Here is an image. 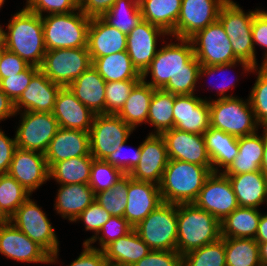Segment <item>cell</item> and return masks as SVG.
Segmentation results:
<instances>
[{
    "mask_svg": "<svg viewBox=\"0 0 267 266\" xmlns=\"http://www.w3.org/2000/svg\"><path fill=\"white\" fill-rule=\"evenodd\" d=\"M107 24L128 35L142 20L138 0H117L101 17Z\"/></svg>",
    "mask_w": 267,
    "mask_h": 266,
    "instance_id": "obj_40",
    "label": "cell"
},
{
    "mask_svg": "<svg viewBox=\"0 0 267 266\" xmlns=\"http://www.w3.org/2000/svg\"><path fill=\"white\" fill-rule=\"evenodd\" d=\"M4 133L0 129V174H7L14 152L17 149L16 137L12 139Z\"/></svg>",
    "mask_w": 267,
    "mask_h": 266,
    "instance_id": "obj_57",
    "label": "cell"
},
{
    "mask_svg": "<svg viewBox=\"0 0 267 266\" xmlns=\"http://www.w3.org/2000/svg\"><path fill=\"white\" fill-rule=\"evenodd\" d=\"M44 156L49 168L61 160L91 156L89 132L59 128Z\"/></svg>",
    "mask_w": 267,
    "mask_h": 266,
    "instance_id": "obj_25",
    "label": "cell"
},
{
    "mask_svg": "<svg viewBox=\"0 0 267 266\" xmlns=\"http://www.w3.org/2000/svg\"><path fill=\"white\" fill-rule=\"evenodd\" d=\"M161 136L164 138L169 159L212 167L203 135L172 128Z\"/></svg>",
    "mask_w": 267,
    "mask_h": 266,
    "instance_id": "obj_20",
    "label": "cell"
},
{
    "mask_svg": "<svg viewBox=\"0 0 267 266\" xmlns=\"http://www.w3.org/2000/svg\"><path fill=\"white\" fill-rule=\"evenodd\" d=\"M265 129L263 135L256 133L238 138L239 153L230 166L223 171L224 175H238L242 173L261 171L264 154Z\"/></svg>",
    "mask_w": 267,
    "mask_h": 266,
    "instance_id": "obj_30",
    "label": "cell"
},
{
    "mask_svg": "<svg viewBox=\"0 0 267 266\" xmlns=\"http://www.w3.org/2000/svg\"><path fill=\"white\" fill-rule=\"evenodd\" d=\"M31 196L25 188L8 174H0V209L10 218Z\"/></svg>",
    "mask_w": 267,
    "mask_h": 266,
    "instance_id": "obj_43",
    "label": "cell"
},
{
    "mask_svg": "<svg viewBox=\"0 0 267 266\" xmlns=\"http://www.w3.org/2000/svg\"><path fill=\"white\" fill-rule=\"evenodd\" d=\"M221 238L220 221L194 203L177 205V245L181 255Z\"/></svg>",
    "mask_w": 267,
    "mask_h": 266,
    "instance_id": "obj_4",
    "label": "cell"
},
{
    "mask_svg": "<svg viewBox=\"0 0 267 266\" xmlns=\"http://www.w3.org/2000/svg\"><path fill=\"white\" fill-rule=\"evenodd\" d=\"M94 201L95 193L89 184L61 185L54 206L61 217L73 222Z\"/></svg>",
    "mask_w": 267,
    "mask_h": 266,
    "instance_id": "obj_31",
    "label": "cell"
},
{
    "mask_svg": "<svg viewBox=\"0 0 267 266\" xmlns=\"http://www.w3.org/2000/svg\"><path fill=\"white\" fill-rule=\"evenodd\" d=\"M132 266H183V256L177 251L151 250Z\"/></svg>",
    "mask_w": 267,
    "mask_h": 266,
    "instance_id": "obj_52",
    "label": "cell"
},
{
    "mask_svg": "<svg viewBox=\"0 0 267 266\" xmlns=\"http://www.w3.org/2000/svg\"><path fill=\"white\" fill-rule=\"evenodd\" d=\"M203 137L213 172L220 173L219 167H223L225 171L239 153L238 138L213 127Z\"/></svg>",
    "mask_w": 267,
    "mask_h": 266,
    "instance_id": "obj_32",
    "label": "cell"
},
{
    "mask_svg": "<svg viewBox=\"0 0 267 266\" xmlns=\"http://www.w3.org/2000/svg\"><path fill=\"white\" fill-rule=\"evenodd\" d=\"M183 266H226L224 237L183 255Z\"/></svg>",
    "mask_w": 267,
    "mask_h": 266,
    "instance_id": "obj_42",
    "label": "cell"
},
{
    "mask_svg": "<svg viewBox=\"0 0 267 266\" xmlns=\"http://www.w3.org/2000/svg\"><path fill=\"white\" fill-rule=\"evenodd\" d=\"M83 252L69 266H108L104 251L83 244Z\"/></svg>",
    "mask_w": 267,
    "mask_h": 266,
    "instance_id": "obj_56",
    "label": "cell"
},
{
    "mask_svg": "<svg viewBox=\"0 0 267 266\" xmlns=\"http://www.w3.org/2000/svg\"><path fill=\"white\" fill-rule=\"evenodd\" d=\"M189 40L192 43L194 55L201 65H219L238 61L231 41L218 19L205 29L196 32Z\"/></svg>",
    "mask_w": 267,
    "mask_h": 266,
    "instance_id": "obj_12",
    "label": "cell"
},
{
    "mask_svg": "<svg viewBox=\"0 0 267 266\" xmlns=\"http://www.w3.org/2000/svg\"><path fill=\"white\" fill-rule=\"evenodd\" d=\"M133 227L124 217L111 216L109 220L102 226L101 230L87 244L95 249L104 250L109 244L118 238L125 236ZM99 234H102L101 236ZM99 241L100 248H96L91 244Z\"/></svg>",
    "mask_w": 267,
    "mask_h": 266,
    "instance_id": "obj_47",
    "label": "cell"
},
{
    "mask_svg": "<svg viewBox=\"0 0 267 266\" xmlns=\"http://www.w3.org/2000/svg\"><path fill=\"white\" fill-rule=\"evenodd\" d=\"M16 115L13 101L0 88V122Z\"/></svg>",
    "mask_w": 267,
    "mask_h": 266,
    "instance_id": "obj_59",
    "label": "cell"
},
{
    "mask_svg": "<svg viewBox=\"0 0 267 266\" xmlns=\"http://www.w3.org/2000/svg\"><path fill=\"white\" fill-rule=\"evenodd\" d=\"M12 17L5 31V48L29 65L40 67L47 51L42 16L24 7Z\"/></svg>",
    "mask_w": 267,
    "mask_h": 266,
    "instance_id": "obj_2",
    "label": "cell"
},
{
    "mask_svg": "<svg viewBox=\"0 0 267 266\" xmlns=\"http://www.w3.org/2000/svg\"><path fill=\"white\" fill-rule=\"evenodd\" d=\"M142 19L170 34L176 26L182 0H138Z\"/></svg>",
    "mask_w": 267,
    "mask_h": 266,
    "instance_id": "obj_35",
    "label": "cell"
},
{
    "mask_svg": "<svg viewBox=\"0 0 267 266\" xmlns=\"http://www.w3.org/2000/svg\"><path fill=\"white\" fill-rule=\"evenodd\" d=\"M211 127L237 138L258 130V122L249 99L232 97L209 101Z\"/></svg>",
    "mask_w": 267,
    "mask_h": 266,
    "instance_id": "obj_7",
    "label": "cell"
},
{
    "mask_svg": "<svg viewBox=\"0 0 267 266\" xmlns=\"http://www.w3.org/2000/svg\"><path fill=\"white\" fill-rule=\"evenodd\" d=\"M117 0H79V9L89 18L102 17Z\"/></svg>",
    "mask_w": 267,
    "mask_h": 266,
    "instance_id": "obj_58",
    "label": "cell"
},
{
    "mask_svg": "<svg viewBox=\"0 0 267 266\" xmlns=\"http://www.w3.org/2000/svg\"><path fill=\"white\" fill-rule=\"evenodd\" d=\"M259 10L257 8L254 11L245 13L237 3L227 0L221 7L218 17L226 35L231 41L235 57L238 60L250 63L254 67L258 66L252 38V21L254 15Z\"/></svg>",
    "mask_w": 267,
    "mask_h": 266,
    "instance_id": "obj_6",
    "label": "cell"
},
{
    "mask_svg": "<svg viewBox=\"0 0 267 266\" xmlns=\"http://www.w3.org/2000/svg\"><path fill=\"white\" fill-rule=\"evenodd\" d=\"M129 190V174H124L109 190L95 194V201L112 216L124 217Z\"/></svg>",
    "mask_w": 267,
    "mask_h": 266,
    "instance_id": "obj_41",
    "label": "cell"
},
{
    "mask_svg": "<svg viewBox=\"0 0 267 266\" xmlns=\"http://www.w3.org/2000/svg\"><path fill=\"white\" fill-rule=\"evenodd\" d=\"M127 35L107 24L101 17L91 18L87 33V49L91 58L126 51Z\"/></svg>",
    "mask_w": 267,
    "mask_h": 266,
    "instance_id": "obj_26",
    "label": "cell"
},
{
    "mask_svg": "<svg viewBox=\"0 0 267 266\" xmlns=\"http://www.w3.org/2000/svg\"><path fill=\"white\" fill-rule=\"evenodd\" d=\"M225 176L230 180L240 207L258 208L267 202V177L261 171Z\"/></svg>",
    "mask_w": 267,
    "mask_h": 266,
    "instance_id": "obj_29",
    "label": "cell"
},
{
    "mask_svg": "<svg viewBox=\"0 0 267 266\" xmlns=\"http://www.w3.org/2000/svg\"><path fill=\"white\" fill-rule=\"evenodd\" d=\"M5 0H0V8H2V5L4 4Z\"/></svg>",
    "mask_w": 267,
    "mask_h": 266,
    "instance_id": "obj_65",
    "label": "cell"
},
{
    "mask_svg": "<svg viewBox=\"0 0 267 266\" xmlns=\"http://www.w3.org/2000/svg\"><path fill=\"white\" fill-rule=\"evenodd\" d=\"M259 258L262 266H267V242L258 243Z\"/></svg>",
    "mask_w": 267,
    "mask_h": 266,
    "instance_id": "obj_61",
    "label": "cell"
},
{
    "mask_svg": "<svg viewBox=\"0 0 267 266\" xmlns=\"http://www.w3.org/2000/svg\"><path fill=\"white\" fill-rule=\"evenodd\" d=\"M134 229L151 250L176 251L177 204L163 202Z\"/></svg>",
    "mask_w": 267,
    "mask_h": 266,
    "instance_id": "obj_9",
    "label": "cell"
},
{
    "mask_svg": "<svg viewBox=\"0 0 267 266\" xmlns=\"http://www.w3.org/2000/svg\"><path fill=\"white\" fill-rule=\"evenodd\" d=\"M261 172L267 177V129H265L264 154L261 163Z\"/></svg>",
    "mask_w": 267,
    "mask_h": 266,
    "instance_id": "obj_62",
    "label": "cell"
},
{
    "mask_svg": "<svg viewBox=\"0 0 267 266\" xmlns=\"http://www.w3.org/2000/svg\"><path fill=\"white\" fill-rule=\"evenodd\" d=\"M226 266H262L255 239L224 237Z\"/></svg>",
    "mask_w": 267,
    "mask_h": 266,
    "instance_id": "obj_39",
    "label": "cell"
},
{
    "mask_svg": "<svg viewBox=\"0 0 267 266\" xmlns=\"http://www.w3.org/2000/svg\"><path fill=\"white\" fill-rule=\"evenodd\" d=\"M52 114L60 128L85 132L90 131L96 115L82 104L68 87H62L58 92Z\"/></svg>",
    "mask_w": 267,
    "mask_h": 266,
    "instance_id": "obj_24",
    "label": "cell"
},
{
    "mask_svg": "<svg viewBox=\"0 0 267 266\" xmlns=\"http://www.w3.org/2000/svg\"><path fill=\"white\" fill-rule=\"evenodd\" d=\"M194 204L220 222L239 207L230 180L222 172L211 173Z\"/></svg>",
    "mask_w": 267,
    "mask_h": 266,
    "instance_id": "obj_14",
    "label": "cell"
},
{
    "mask_svg": "<svg viewBox=\"0 0 267 266\" xmlns=\"http://www.w3.org/2000/svg\"><path fill=\"white\" fill-rule=\"evenodd\" d=\"M127 196L124 218L133 228L163 203L159 185L132 179L130 175Z\"/></svg>",
    "mask_w": 267,
    "mask_h": 266,
    "instance_id": "obj_22",
    "label": "cell"
},
{
    "mask_svg": "<svg viewBox=\"0 0 267 266\" xmlns=\"http://www.w3.org/2000/svg\"><path fill=\"white\" fill-rule=\"evenodd\" d=\"M112 215L109 214L101 205L94 201L88 206L73 222L78 220L84 222L85 230L94 231V235L84 241L87 244L94 236L98 234L102 226L109 220Z\"/></svg>",
    "mask_w": 267,
    "mask_h": 266,
    "instance_id": "obj_50",
    "label": "cell"
},
{
    "mask_svg": "<svg viewBox=\"0 0 267 266\" xmlns=\"http://www.w3.org/2000/svg\"><path fill=\"white\" fill-rule=\"evenodd\" d=\"M108 266H132L151 249L133 228L125 236L109 244L104 250Z\"/></svg>",
    "mask_w": 267,
    "mask_h": 266,
    "instance_id": "obj_28",
    "label": "cell"
},
{
    "mask_svg": "<svg viewBox=\"0 0 267 266\" xmlns=\"http://www.w3.org/2000/svg\"><path fill=\"white\" fill-rule=\"evenodd\" d=\"M158 49L150 66L142 74V80L154 89H163L174 95L195 94L201 64L194 55L189 39H179ZM180 41V43H179ZM151 73V81L146 77Z\"/></svg>",
    "mask_w": 267,
    "mask_h": 266,
    "instance_id": "obj_1",
    "label": "cell"
},
{
    "mask_svg": "<svg viewBox=\"0 0 267 266\" xmlns=\"http://www.w3.org/2000/svg\"><path fill=\"white\" fill-rule=\"evenodd\" d=\"M91 18L78 12L42 16L47 51L87 47V33Z\"/></svg>",
    "mask_w": 267,
    "mask_h": 266,
    "instance_id": "obj_5",
    "label": "cell"
},
{
    "mask_svg": "<svg viewBox=\"0 0 267 266\" xmlns=\"http://www.w3.org/2000/svg\"><path fill=\"white\" fill-rule=\"evenodd\" d=\"M212 172V167L169 159L159 184L163 202L177 205L194 203Z\"/></svg>",
    "mask_w": 267,
    "mask_h": 266,
    "instance_id": "obj_3",
    "label": "cell"
},
{
    "mask_svg": "<svg viewBox=\"0 0 267 266\" xmlns=\"http://www.w3.org/2000/svg\"><path fill=\"white\" fill-rule=\"evenodd\" d=\"M124 175V173L106 162L105 160L93 159L89 185L94 193L109 190Z\"/></svg>",
    "mask_w": 267,
    "mask_h": 266,
    "instance_id": "obj_45",
    "label": "cell"
},
{
    "mask_svg": "<svg viewBox=\"0 0 267 266\" xmlns=\"http://www.w3.org/2000/svg\"><path fill=\"white\" fill-rule=\"evenodd\" d=\"M9 218L0 209V224L8 222Z\"/></svg>",
    "mask_w": 267,
    "mask_h": 266,
    "instance_id": "obj_64",
    "label": "cell"
},
{
    "mask_svg": "<svg viewBox=\"0 0 267 266\" xmlns=\"http://www.w3.org/2000/svg\"><path fill=\"white\" fill-rule=\"evenodd\" d=\"M140 145L139 163L129 175L132 179L159 185L169 161L164 138L161 135L149 134Z\"/></svg>",
    "mask_w": 267,
    "mask_h": 266,
    "instance_id": "obj_21",
    "label": "cell"
},
{
    "mask_svg": "<svg viewBox=\"0 0 267 266\" xmlns=\"http://www.w3.org/2000/svg\"><path fill=\"white\" fill-rule=\"evenodd\" d=\"M3 48H5V31L0 25V50H2Z\"/></svg>",
    "mask_w": 267,
    "mask_h": 266,
    "instance_id": "obj_63",
    "label": "cell"
},
{
    "mask_svg": "<svg viewBox=\"0 0 267 266\" xmlns=\"http://www.w3.org/2000/svg\"><path fill=\"white\" fill-rule=\"evenodd\" d=\"M7 174L31 194L49 180V167L43 153L17 148Z\"/></svg>",
    "mask_w": 267,
    "mask_h": 266,
    "instance_id": "obj_16",
    "label": "cell"
},
{
    "mask_svg": "<svg viewBox=\"0 0 267 266\" xmlns=\"http://www.w3.org/2000/svg\"><path fill=\"white\" fill-rule=\"evenodd\" d=\"M261 213L258 208L237 207L221 222V237L254 239Z\"/></svg>",
    "mask_w": 267,
    "mask_h": 266,
    "instance_id": "obj_36",
    "label": "cell"
},
{
    "mask_svg": "<svg viewBox=\"0 0 267 266\" xmlns=\"http://www.w3.org/2000/svg\"><path fill=\"white\" fill-rule=\"evenodd\" d=\"M154 90L153 87L141 79L131 90L129 98L117 113V115L134 130L143 122L147 123L149 104Z\"/></svg>",
    "mask_w": 267,
    "mask_h": 266,
    "instance_id": "obj_34",
    "label": "cell"
},
{
    "mask_svg": "<svg viewBox=\"0 0 267 266\" xmlns=\"http://www.w3.org/2000/svg\"><path fill=\"white\" fill-rule=\"evenodd\" d=\"M161 35L168 36L169 34L162 28L143 19L127 35L126 51L133 66L141 75L150 66L151 61L156 56L158 52L156 49L157 36L159 37Z\"/></svg>",
    "mask_w": 267,
    "mask_h": 266,
    "instance_id": "obj_19",
    "label": "cell"
},
{
    "mask_svg": "<svg viewBox=\"0 0 267 266\" xmlns=\"http://www.w3.org/2000/svg\"><path fill=\"white\" fill-rule=\"evenodd\" d=\"M227 0H182L175 29L169 34L175 39H189L219 17Z\"/></svg>",
    "mask_w": 267,
    "mask_h": 266,
    "instance_id": "obj_15",
    "label": "cell"
},
{
    "mask_svg": "<svg viewBox=\"0 0 267 266\" xmlns=\"http://www.w3.org/2000/svg\"><path fill=\"white\" fill-rule=\"evenodd\" d=\"M126 143L127 142L120 145L115 152L111 153L105 159V161L120 169L124 174H129L139 163L141 157V145L138 146L131 157L126 158L127 156H123L122 154V152H125L123 149Z\"/></svg>",
    "mask_w": 267,
    "mask_h": 266,
    "instance_id": "obj_54",
    "label": "cell"
},
{
    "mask_svg": "<svg viewBox=\"0 0 267 266\" xmlns=\"http://www.w3.org/2000/svg\"><path fill=\"white\" fill-rule=\"evenodd\" d=\"M29 64L17 54L3 48L0 52V81L24 71Z\"/></svg>",
    "mask_w": 267,
    "mask_h": 266,
    "instance_id": "obj_53",
    "label": "cell"
},
{
    "mask_svg": "<svg viewBox=\"0 0 267 266\" xmlns=\"http://www.w3.org/2000/svg\"><path fill=\"white\" fill-rule=\"evenodd\" d=\"M62 86L48 79L39 70L31 79L28 87L14 103L16 114L23 111L52 113L58 92Z\"/></svg>",
    "mask_w": 267,
    "mask_h": 266,
    "instance_id": "obj_23",
    "label": "cell"
},
{
    "mask_svg": "<svg viewBox=\"0 0 267 266\" xmlns=\"http://www.w3.org/2000/svg\"><path fill=\"white\" fill-rule=\"evenodd\" d=\"M16 130L17 148L45 153L57 133L58 121L52 113L23 111Z\"/></svg>",
    "mask_w": 267,
    "mask_h": 266,
    "instance_id": "obj_13",
    "label": "cell"
},
{
    "mask_svg": "<svg viewBox=\"0 0 267 266\" xmlns=\"http://www.w3.org/2000/svg\"><path fill=\"white\" fill-rule=\"evenodd\" d=\"M174 128L203 135L210 127L209 101L195 94L175 95Z\"/></svg>",
    "mask_w": 267,
    "mask_h": 266,
    "instance_id": "obj_18",
    "label": "cell"
},
{
    "mask_svg": "<svg viewBox=\"0 0 267 266\" xmlns=\"http://www.w3.org/2000/svg\"><path fill=\"white\" fill-rule=\"evenodd\" d=\"M175 95L163 89H155L149 104L147 123L155 127V132L149 134L161 135L163 132L174 128Z\"/></svg>",
    "mask_w": 267,
    "mask_h": 266,
    "instance_id": "obj_38",
    "label": "cell"
},
{
    "mask_svg": "<svg viewBox=\"0 0 267 266\" xmlns=\"http://www.w3.org/2000/svg\"><path fill=\"white\" fill-rule=\"evenodd\" d=\"M239 64L242 65L241 67L243 68V70L245 72H253V68L254 66H252L250 63H247L245 61H242V60H238V61H234V62H231V63H227V64H219V65H201L200 66V69H199V74H198V79H200L202 76L204 75H214L215 72L218 73L220 71H224L225 69H231L232 67H234L236 64ZM225 76V75H224ZM223 77V76H222ZM224 79V78H223ZM227 81V79H226ZM229 81V80H228ZM235 81V80H234ZM233 80H230V82H228V84H223L221 86H219L218 88H216V90L219 92L218 95L220 96L219 99H224V98H232L234 97L233 95H227L225 94V92L235 86ZM226 85V86H225Z\"/></svg>",
    "mask_w": 267,
    "mask_h": 266,
    "instance_id": "obj_51",
    "label": "cell"
},
{
    "mask_svg": "<svg viewBox=\"0 0 267 266\" xmlns=\"http://www.w3.org/2000/svg\"><path fill=\"white\" fill-rule=\"evenodd\" d=\"M92 156H80L61 160L49 168V179L54 178L60 185L89 184Z\"/></svg>",
    "mask_w": 267,
    "mask_h": 266,
    "instance_id": "obj_37",
    "label": "cell"
},
{
    "mask_svg": "<svg viewBox=\"0 0 267 266\" xmlns=\"http://www.w3.org/2000/svg\"><path fill=\"white\" fill-rule=\"evenodd\" d=\"M92 65L87 47L46 51L40 70L52 82L68 87Z\"/></svg>",
    "mask_w": 267,
    "mask_h": 266,
    "instance_id": "obj_10",
    "label": "cell"
},
{
    "mask_svg": "<svg viewBox=\"0 0 267 266\" xmlns=\"http://www.w3.org/2000/svg\"><path fill=\"white\" fill-rule=\"evenodd\" d=\"M253 44L265 48L264 61L262 66H267V12L259 10L252 21Z\"/></svg>",
    "mask_w": 267,
    "mask_h": 266,
    "instance_id": "obj_55",
    "label": "cell"
},
{
    "mask_svg": "<svg viewBox=\"0 0 267 266\" xmlns=\"http://www.w3.org/2000/svg\"><path fill=\"white\" fill-rule=\"evenodd\" d=\"M140 80L106 82L105 114H117L129 98L131 90Z\"/></svg>",
    "mask_w": 267,
    "mask_h": 266,
    "instance_id": "obj_46",
    "label": "cell"
},
{
    "mask_svg": "<svg viewBox=\"0 0 267 266\" xmlns=\"http://www.w3.org/2000/svg\"><path fill=\"white\" fill-rule=\"evenodd\" d=\"M133 130L117 114H96L89 131L91 156L105 160L127 142Z\"/></svg>",
    "mask_w": 267,
    "mask_h": 266,
    "instance_id": "obj_11",
    "label": "cell"
},
{
    "mask_svg": "<svg viewBox=\"0 0 267 266\" xmlns=\"http://www.w3.org/2000/svg\"><path fill=\"white\" fill-rule=\"evenodd\" d=\"M253 71L258 75L248 99L258 124L267 129V66L254 67Z\"/></svg>",
    "mask_w": 267,
    "mask_h": 266,
    "instance_id": "obj_44",
    "label": "cell"
},
{
    "mask_svg": "<svg viewBox=\"0 0 267 266\" xmlns=\"http://www.w3.org/2000/svg\"><path fill=\"white\" fill-rule=\"evenodd\" d=\"M105 86L106 81L91 65L68 88L94 114H105Z\"/></svg>",
    "mask_w": 267,
    "mask_h": 266,
    "instance_id": "obj_27",
    "label": "cell"
},
{
    "mask_svg": "<svg viewBox=\"0 0 267 266\" xmlns=\"http://www.w3.org/2000/svg\"><path fill=\"white\" fill-rule=\"evenodd\" d=\"M0 253L23 263H50V255L10 221L0 224Z\"/></svg>",
    "mask_w": 267,
    "mask_h": 266,
    "instance_id": "obj_17",
    "label": "cell"
},
{
    "mask_svg": "<svg viewBox=\"0 0 267 266\" xmlns=\"http://www.w3.org/2000/svg\"><path fill=\"white\" fill-rule=\"evenodd\" d=\"M254 239L258 243L267 242V214H261L258 223V230Z\"/></svg>",
    "mask_w": 267,
    "mask_h": 266,
    "instance_id": "obj_60",
    "label": "cell"
},
{
    "mask_svg": "<svg viewBox=\"0 0 267 266\" xmlns=\"http://www.w3.org/2000/svg\"><path fill=\"white\" fill-rule=\"evenodd\" d=\"M91 59L93 67L106 82L142 79L127 51Z\"/></svg>",
    "mask_w": 267,
    "mask_h": 266,
    "instance_id": "obj_33",
    "label": "cell"
},
{
    "mask_svg": "<svg viewBox=\"0 0 267 266\" xmlns=\"http://www.w3.org/2000/svg\"><path fill=\"white\" fill-rule=\"evenodd\" d=\"M39 70L40 67L29 65L21 73L3 78L0 81V88L15 103L28 87L32 77Z\"/></svg>",
    "mask_w": 267,
    "mask_h": 266,
    "instance_id": "obj_48",
    "label": "cell"
},
{
    "mask_svg": "<svg viewBox=\"0 0 267 266\" xmlns=\"http://www.w3.org/2000/svg\"><path fill=\"white\" fill-rule=\"evenodd\" d=\"M25 8L40 16L69 13L78 11L79 0H27Z\"/></svg>",
    "mask_w": 267,
    "mask_h": 266,
    "instance_id": "obj_49",
    "label": "cell"
},
{
    "mask_svg": "<svg viewBox=\"0 0 267 266\" xmlns=\"http://www.w3.org/2000/svg\"><path fill=\"white\" fill-rule=\"evenodd\" d=\"M9 221L50 255V263H56L59 241L46 213L37 203L29 197Z\"/></svg>",
    "mask_w": 267,
    "mask_h": 266,
    "instance_id": "obj_8",
    "label": "cell"
}]
</instances>
